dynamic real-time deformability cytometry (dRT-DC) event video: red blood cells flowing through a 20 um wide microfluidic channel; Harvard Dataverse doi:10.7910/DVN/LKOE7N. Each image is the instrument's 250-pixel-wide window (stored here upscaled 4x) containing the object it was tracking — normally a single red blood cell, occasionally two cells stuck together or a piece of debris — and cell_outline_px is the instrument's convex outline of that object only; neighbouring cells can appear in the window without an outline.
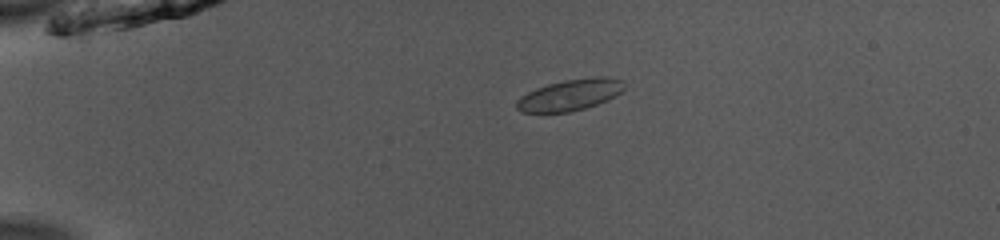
{"species": "common noctule bat (a hibernating species)", "species_latin": "Nyctalus noctula", "temperature_condition": "room temperature", "stored_images_in_passage": 40, "camera_frame_rate_fps": 3000, "um_per_image_px": 0.085, "animal": {"sex": "male", "body_mass_g": 13.0, "forearm_length_mm": 53.1}, "frame": {"image": 1, "passage_image": 1, "time_ms": 0.0, "image_size_px": [1000, 240], "cell_outline_px": [[624, 88], [620, 92], [596, 104], [584, 108], [568, 112], [520, 112], [516, 108], [516, 100], [528, 92], [536, 88], [548, 84], [564, 80], [592, 76], [604, 76], [624, 80]], "centroid_in_image_um": [48.43, 8.05], "position_along_channel_um": 36.6, "area_um2": 19.42}}
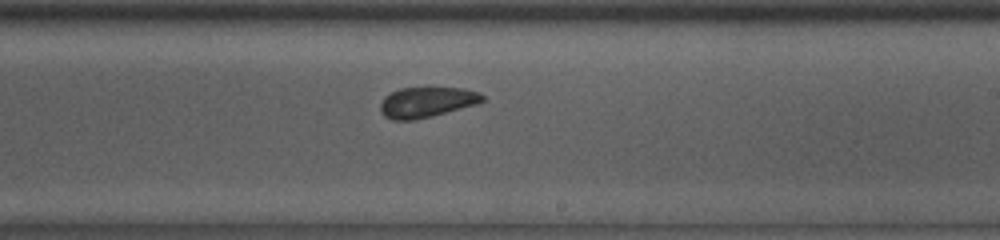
{"frame": {"image": 2, "passage_image": 21, "time_ms": 6.667, "image_size_px": [1000, 240], "cell_outline_px": [[484, 100], [476, 104], [432, 116], [412, 120], [392, 120], [384, 116], [380, 112], [380, 104], [384, 96], [400, 88], [464, 88], [480, 92], [484, 96]], "centroid_in_image_um": [36.25, 8.68], "position_along_channel_um": 252.7, "area_um2": 18.03}}
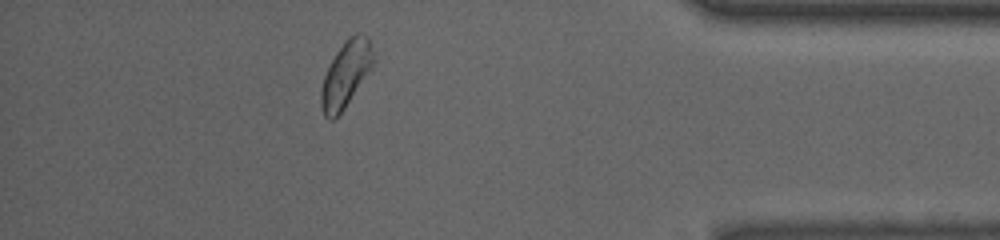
{"frame": {"image": 3, "passage_image": 35, "time_ms": 11.333, "image_size_px": [1000, 240], "cell_outline_px": [[376, 60], [372, 68], [344, 108], [332, 120], [328, 120], [324, 116], [320, 104], [320, 88], [324, 76], [336, 52], [344, 40], [348, 36], [356, 32], [368, 36]], "centroid_in_image_um": [29.4, 6.27], "position_along_channel_um": 405.8, "area_um2": 20.23}, "authors_computed_cell_mechanics": {"area_um2": 18.6694, "velocity_mm_per_s": 3.9398, "shape_relaxation_time_tau1_ms": 3.0369, "shape_relaxation_time_tau2_ms": 1.8666, "deformation_change_tau1": 0.0386, "deformation_change_tau2": 0.068}}